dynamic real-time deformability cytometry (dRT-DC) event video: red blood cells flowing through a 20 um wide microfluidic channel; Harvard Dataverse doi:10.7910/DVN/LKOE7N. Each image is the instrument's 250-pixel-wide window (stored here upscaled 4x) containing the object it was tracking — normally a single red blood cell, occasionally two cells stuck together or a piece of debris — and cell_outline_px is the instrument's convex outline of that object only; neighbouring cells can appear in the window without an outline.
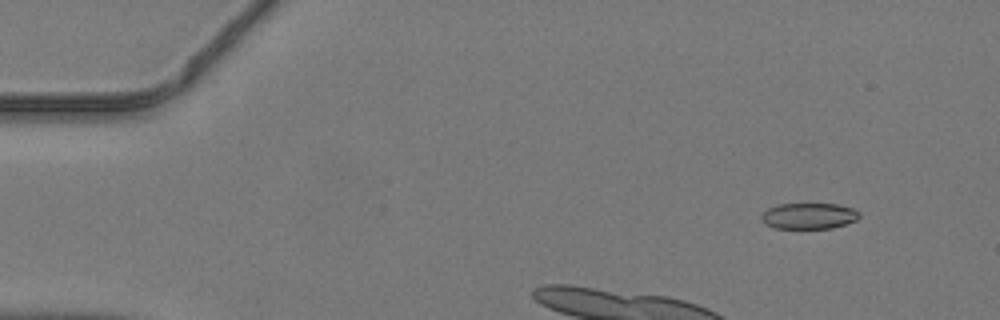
{"species": "common noctule bat (a hibernating species)", "species_latin": "Nyctalus noctula", "temperature_condition": "warm", "stored_images_in_passage": 10, "camera_frame_rate_fps": 3000, "um_per_image_px": 0.085, "animal": {"sex": "male", "body_mass_g": 19.2, "forearm_length_mm": 51.8}, "frame": {"image": 1, "passage_image": 5, "time_ms": 1.333, "image_size_px": [1000, 320], "cell_outline_px": [[860, 216], [856, 220], [832, 228], [776, 228], [764, 224], [760, 220], [760, 216], [768, 208], [776, 204], [840, 204], [852, 208], [860, 212]], "centroid_in_image_um": [68.73, 18.35], "position_along_channel_um": 16.3, "area_um2": 14.91}}